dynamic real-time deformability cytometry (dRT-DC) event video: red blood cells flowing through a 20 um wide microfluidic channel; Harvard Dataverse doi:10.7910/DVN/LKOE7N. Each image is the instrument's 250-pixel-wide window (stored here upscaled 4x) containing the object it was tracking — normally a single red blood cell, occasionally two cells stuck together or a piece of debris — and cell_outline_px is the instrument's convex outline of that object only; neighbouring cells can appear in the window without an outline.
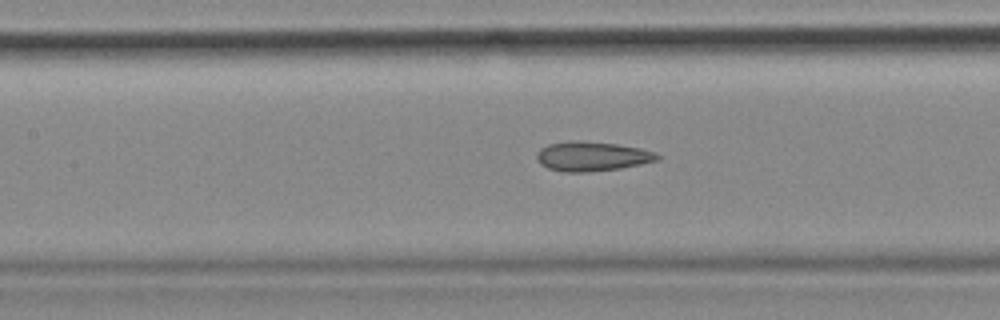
{"species": "common noctule bat (a hibernating species)", "species_latin": "Nyctalus noctula", "temperature_condition": "cold", "stored_images_in_passage": 53, "camera_frame_rate_fps": 3000, "um_per_image_px": 0.085, "animal": {"sex": "female", "body_mass_g": 18.4}, "frame": {"image": 1, "passage_image": 23, "time_ms": 7.333, "image_size_px": [1000, 320], "cell_outline_px": [[660, 160], [620, 168], [584, 172], [564, 172], [548, 168], [540, 164], [536, 160], [536, 152], [540, 148], [548, 144], [572, 140], [584, 140], [620, 144], [640, 148], [656, 152], [660, 156]], "centroid_in_image_um": [50.31, 13.27], "position_along_channel_um": 157.1, "area_um2": 21.04}, "authors_computed_cell_mechanics": {"area_um2": 21.0392, "velocity_mm_per_s": 3.6583, "shape_relaxation_time_tau1_ms": null, "shape_relaxation_time_tau2_ms": 3.2144, "deformation_change_tau1": null, "deformation_change_tau2": 0.1317}}